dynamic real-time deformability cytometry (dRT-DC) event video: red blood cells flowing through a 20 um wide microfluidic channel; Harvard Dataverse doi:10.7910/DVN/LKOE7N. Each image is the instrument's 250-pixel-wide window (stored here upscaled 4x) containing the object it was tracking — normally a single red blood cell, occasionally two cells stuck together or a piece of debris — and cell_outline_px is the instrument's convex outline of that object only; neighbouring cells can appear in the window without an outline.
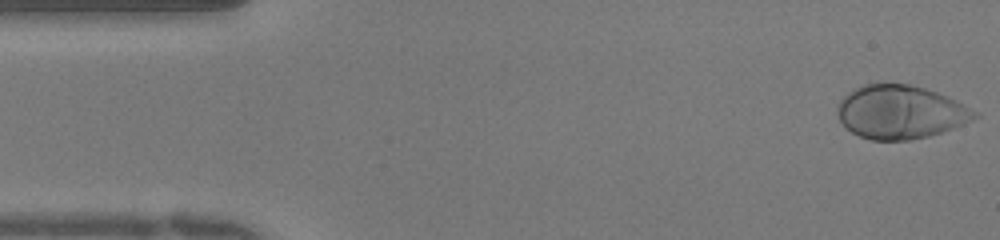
{"species": "human", "species_latin": "Homo sapiens", "temperature_condition": "warm", "stored_images_in_passage": 50, "camera_frame_rate_fps": 3000, "um_per_image_px": 0.085, "donor": {"sex": "female"}, "frame": {"image": 1, "passage_image": 1, "time_ms": 0.0, "image_size_px": [1000, 240], "cell_outline_px": [[980, 116], [964, 124], [928, 136], [908, 140], [872, 140], [860, 136], [844, 128], [836, 112], [836, 108], [840, 100], [852, 88], [860, 84], [876, 80], [908, 84], [924, 88], [948, 96], [980, 112]], "centroid_in_image_um": [76.5, 9.48], "position_along_channel_um": 8.5, "area_um2": 43.7}}
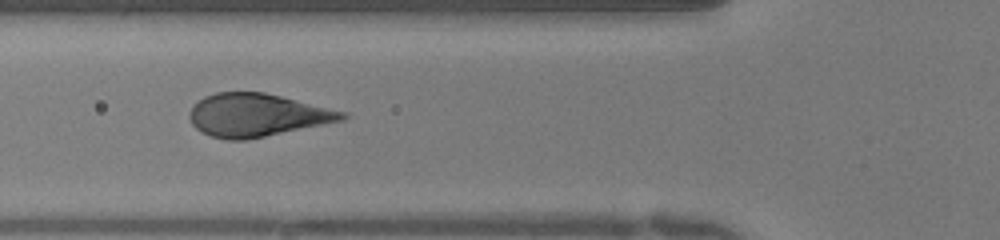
{"frame": {"image": 2, "passage_image": 17, "time_ms": 5.333, "image_size_px": [1000, 240], "cell_outline_px": [[348, 116], [344, 120], [248, 140], [228, 140], [212, 136], [196, 128], [192, 124], [188, 116], [192, 108], [204, 96], [216, 92], [264, 92], [348, 112]], "centroid_in_image_um": [21.87, 9.78], "position_along_channel_um": 103.9, "area_um2": 38.09}}
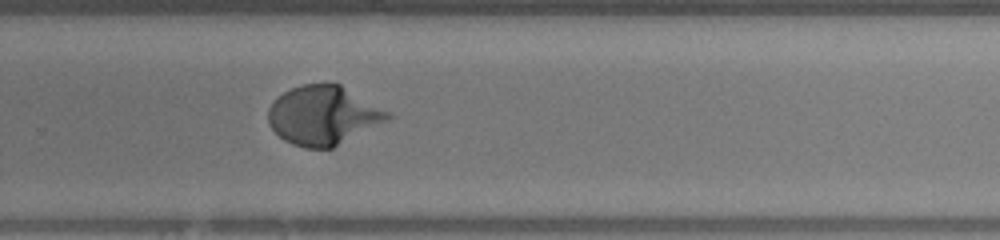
{"frame": {"image": 3, "passage_image": 32, "time_ms": 10.333, "image_size_px": [1000, 240], "cell_outline_px": [[392, 116], [388, 120], [332, 148], [304, 148], [292, 144], [284, 140], [268, 124], [268, 108], [272, 100], [276, 96], [292, 88], [304, 84], [340, 84], [388, 112]], "centroid_in_image_um": [27.42, 9.81], "position_along_channel_um": 302.4, "area_um2": 40.63}}